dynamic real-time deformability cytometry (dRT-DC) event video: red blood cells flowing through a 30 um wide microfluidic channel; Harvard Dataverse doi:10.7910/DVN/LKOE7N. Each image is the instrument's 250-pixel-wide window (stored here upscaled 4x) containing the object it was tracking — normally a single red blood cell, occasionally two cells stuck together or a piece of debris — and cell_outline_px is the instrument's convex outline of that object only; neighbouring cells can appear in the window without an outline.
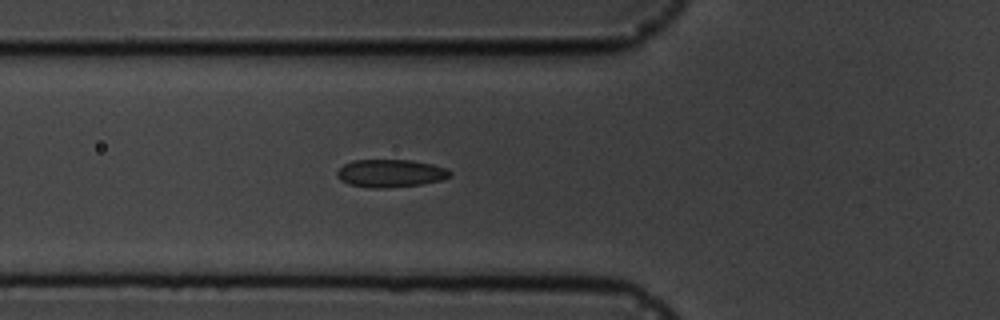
{"species": "common noctule bat (a hibernating species)", "species_latin": "Nyctalus noctula", "temperature_condition": "cold", "stored_images_in_passage": 7, "camera_frame_rate_fps": 3000, "um_per_image_px": 0.085, "animal": {"sex": "male", "body_mass_g": 19.5, "forearm_length_mm": 54.6}, "frame": {"image": 1, "passage_image": 7, "time_ms": 6.667, "image_size_px": [1000, 320], "cell_outline_px": [[452, 176], [444, 180], [420, 184], [384, 188], [372, 188], [348, 184], [340, 180], [336, 176], [336, 172], [344, 164], [352, 160], [412, 160], [432, 164], [448, 168], [452, 172]], "centroid_in_image_um": [33.22, 14.73], "position_along_channel_um": 92.6, "area_um2": 18.5}}